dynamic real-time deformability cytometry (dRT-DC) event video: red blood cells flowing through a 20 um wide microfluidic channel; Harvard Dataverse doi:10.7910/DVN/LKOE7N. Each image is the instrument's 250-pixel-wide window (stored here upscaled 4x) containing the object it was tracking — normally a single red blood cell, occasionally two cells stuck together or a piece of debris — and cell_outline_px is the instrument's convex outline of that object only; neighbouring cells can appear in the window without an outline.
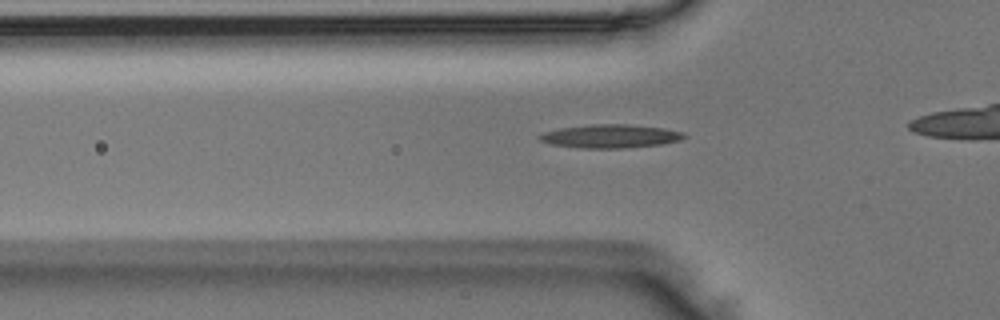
{"species": "Egyptian fruit bat (a non-hibernating species)", "species_latin": "Rousettus aegyptiacus", "temperature_condition": "room temperature", "stored_images_in_passage": 35, "camera_frame_rate_fps": 3000, "um_per_image_px": 0.085, "animal": {"sex": "male"}, "frame": {"image": 1, "passage_image": 11, "time_ms": 3.333, "image_size_px": [1000, 320], "cell_outline_px": [[688, 136], [680, 140], [660, 144], [620, 148], [580, 148], [548, 144], [540, 140], [536, 136], [544, 132], [560, 128], [592, 124], [628, 124], [664, 128], [684, 132]], "centroid_in_image_um": [51.86, 11.57], "position_along_channel_um": 73.9, "area_um2": 19.83}}
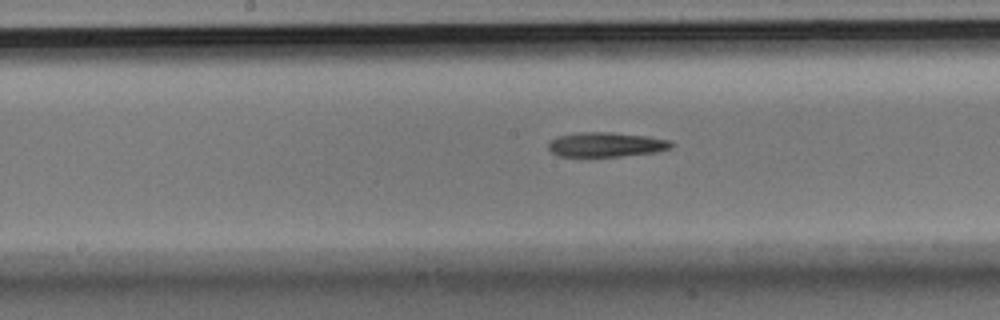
{"frame": {"image": 2, "passage_image": 20, "time_ms": 6.333, "image_size_px": [1000, 320], "cell_outline_px": [[676, 144], [672, 148], [656, 152], [620, 156], [560, 156], [552, 152], [548, 148], [548, 144], [556, 136], [580, 132], [612, 132], [644, 136], [672, 140]], "centroid_in_image_um": [51.56, 12.28], "position_along_channel_um": 196.6, "area_um2": 17.63}}
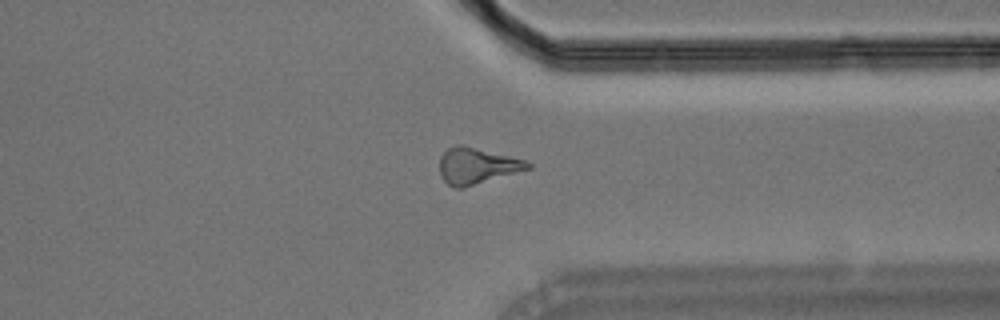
{"frame": {"image": 3, "passage_image": 33, "time_ms": 10.667, "image_size_px": [1000, 320], "cell_outline_px": [[532, 168], [464, 188], [456, 188], [448, 184], [440, 176], [440, 156], [448, 148], [456, 144], [464, 144], [524, 160], [532, 164]], "centroid_in_image_um": [40.52, 14.09], "position_along_channel_um": 370.9, "area_um2": 18.67}}